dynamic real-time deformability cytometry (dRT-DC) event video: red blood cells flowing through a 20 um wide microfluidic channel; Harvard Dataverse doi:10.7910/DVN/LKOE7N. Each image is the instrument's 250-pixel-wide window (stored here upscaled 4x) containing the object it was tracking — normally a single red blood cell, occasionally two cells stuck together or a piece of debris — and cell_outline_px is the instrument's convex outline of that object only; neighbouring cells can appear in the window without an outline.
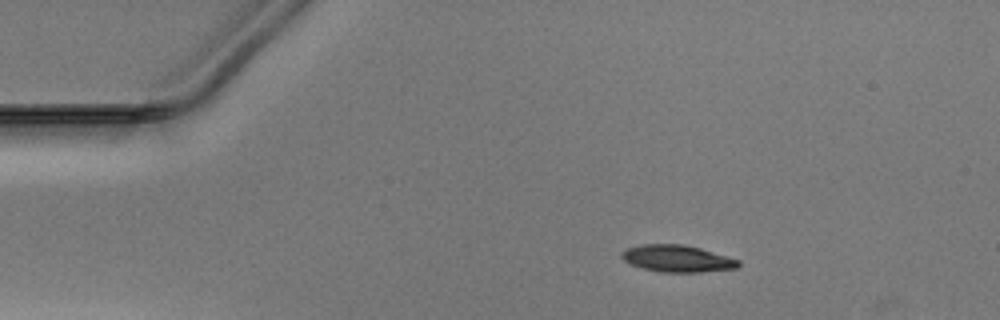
{"species": "Egyptian fruit bat (a non-hibernating species)", "species_latin": "Rousettus aegyptiacus", "temperature_condition": "warm", "stored_images_in_passage": 40, "camera_frame_rate_fps": 3000, "um_per_image_px": 0.085, "animal": {"sex": "male"}, "frame": {"image": 1, "passage_image": 1, "time_ms": 0.0, "image_size_px": [1000, 320], "cell_outline_px": [[740, 264], [736, 268], [696, 272], [660, 272], [644, 268], [632, 264], [624, 260], [620, 256], [620, 252], [628, 248], [640, 244], [684, 244], [700, 248], [740, 260]], "centroid_in_image_um": [57.55, 21.96], "position_along_channel_um": 27.5, "area_um2": 18.15}}
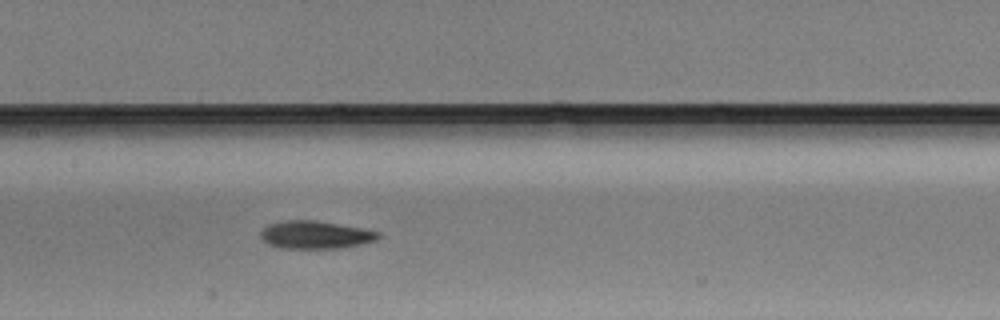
{"frame": {"image": 2, "passage_image": 17, "time_ms": 5.333, "image_size_px": [1000, 320], "cell_outline_px": [[380, 236], [376, 240], [336, 248], [280, 248], [268, 244], [260, 236], [260, 232], [268, 224], [284, 220], [316, 220], [360, 228], [380, 232]], "centroid_in_image_um": [26.75, 19.95], "position_along_channel_um": 180.7, "area_um2": 18.79}}
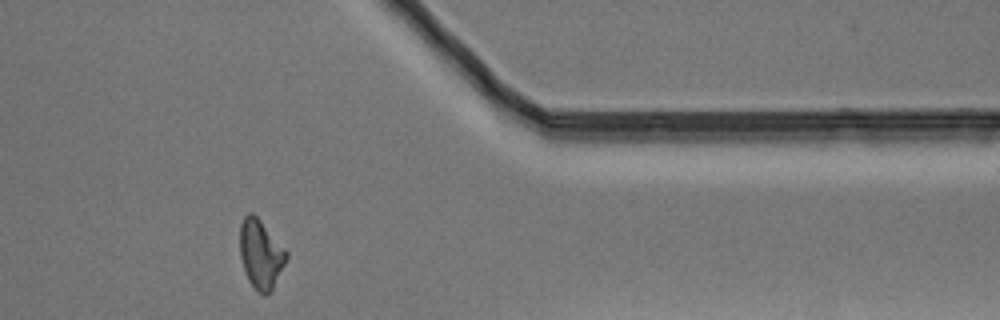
{"frame": {"image": 3, "passage_image": 34, "time_ms": 11.0, "image_size_px": [1000, 320], "cell_outline_px": [[288, 256], [272, 288], [264, 296], [256, 292], [248, 280], [240, 256], [240, 224], [244, 216], [248, 212], [252, 212], [260, 220], [288, 252]], "centroid_in_image_um": [22.14, 21.59], "position_along_channel_um": 389.3, "area_um2": 18.44}}